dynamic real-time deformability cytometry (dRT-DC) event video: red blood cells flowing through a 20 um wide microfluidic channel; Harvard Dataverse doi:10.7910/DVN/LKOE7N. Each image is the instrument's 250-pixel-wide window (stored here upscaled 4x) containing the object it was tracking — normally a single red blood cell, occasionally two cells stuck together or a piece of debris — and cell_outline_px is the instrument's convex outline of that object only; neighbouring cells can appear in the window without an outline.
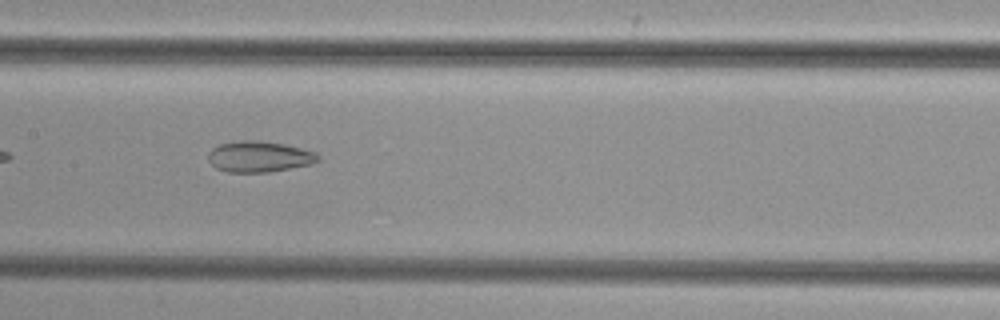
{"species": "common noctule bat (a hibernating species)", "species_latin": "Nyctalus noctula", "temperature_condition": "cold", "stored_images_in_passage": 30, "camera_frame_rate_fps": 3000, "um_per_image_px": 0.085, "animal": {"sex": "female", "body_mass_g": 29.2, "forearm_length_mm": 56.3}, "frame": {"image": 1, "passage_image": 9, "time_ms": 2.667, "image_size_px": [1000, 320], "cell_outline_px": [[320, 160], [312, 164], [268, 172], [228, 172], [216, 168], [208, 160], [208, 152], [212, 148], [220, 144], [240, 140], [260, 140], [284, 144], [316, 152], [320, 156]], "centroid_in_image_um": [22.03, 13.31], "position_along_channel_um": 185.4, "area_um2": 19.88}}